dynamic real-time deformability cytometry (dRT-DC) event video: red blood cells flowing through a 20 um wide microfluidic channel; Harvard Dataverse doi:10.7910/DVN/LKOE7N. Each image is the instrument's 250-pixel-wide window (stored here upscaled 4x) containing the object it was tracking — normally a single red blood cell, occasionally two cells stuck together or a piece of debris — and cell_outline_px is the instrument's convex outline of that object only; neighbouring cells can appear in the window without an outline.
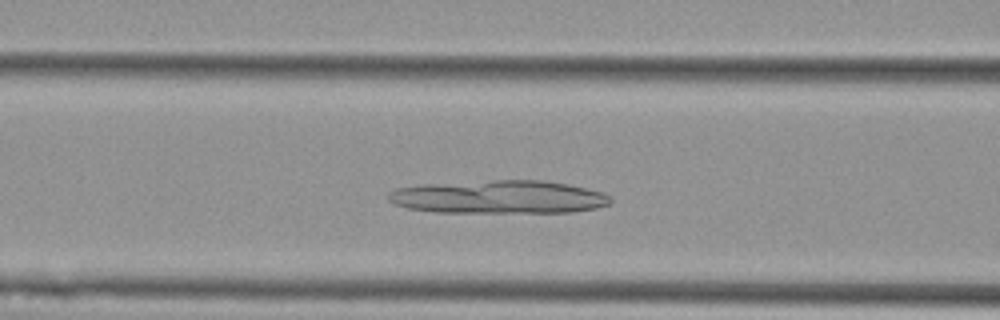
{"species": "Egyptian fruit bat (a non-hibernating species)", "species_latin": "Rousettus aegyptiacus", "temperature_condition": "cold", "stored_images_in_passage": 48, "camera_frame_rate_fps": 3000, "um_per_image_px": 0.085, "animal": {"sex": "female"}, "frame": {"image": 1, "passage_image": 15, "time_ms": 4.667, "image_size_px": [1000, 320], "cell_outline_px": [[612, 200], [608, 204], [596, 208], [572, 212], [432, 212], [408, 208], [392, 204], [388, 200], [388, 192], [396, 188], [424, 184], [492, 180], [544, 180], [568, 184], [604, 192]], "centroid_in_image_um": [42.37, 16.74], "position_along_channel_um": 124.2, "area_um2": 43.18}}
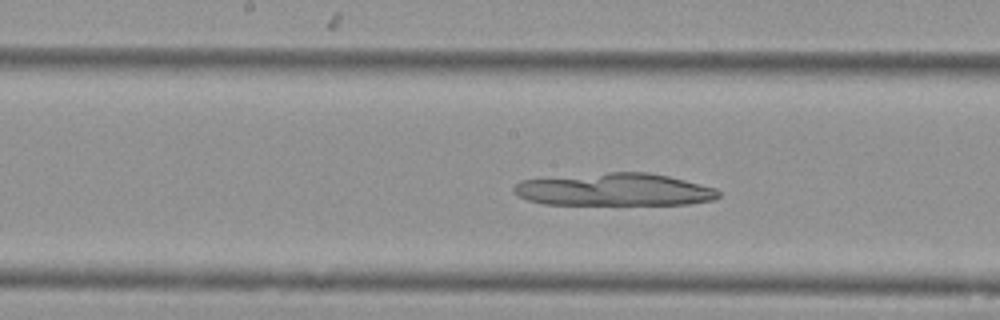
{"frame": {"image": 2, "passage_image": 21, "time_ms": 6.667, "image_size_px": [1000, 320], "cell_outline_px": [[720, 196], [712, 200], [688, 204], [544, 204], [528, 200], [512, 192], [512, 188], [520, 180], [608, 172], [648, 172], [668, 176], [716, 188], [720, 192]], "centroid_in_image_um": [52.22, 16.11], "position_along_channel_um": 196.0, "area_um2": 38.73}}
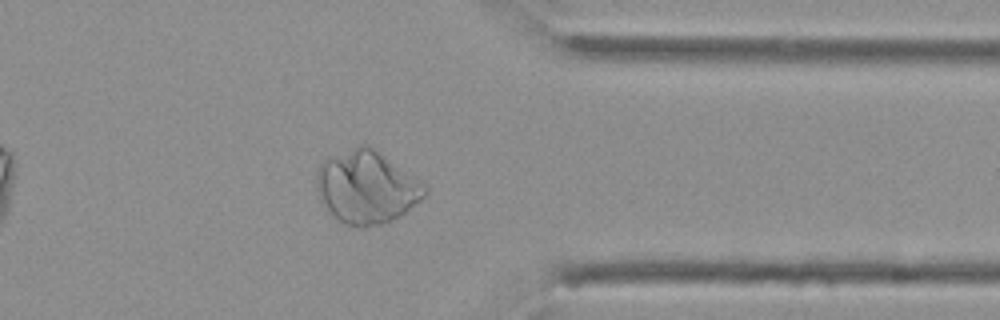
{"frame": {"image": 3, "passage_image": 37, "time_ms": 12.0, "image_size_px": [1000, 320], "cell_outline_px": [[428, 192], [420, 200], [400, 216], [392, 220], [380, 224], [364, 228], [360, 228], [344, 224], [332, 216], [328, 212], [316, 188], [316, 172], [320, 164], [328, 156], [360, 144], [368, 144], [424, 184], [428, 188]], "centroid_in_image_um": [31.12, 15.92], "position_along_channel_um": 380.3, "area_um2": 45.84}}